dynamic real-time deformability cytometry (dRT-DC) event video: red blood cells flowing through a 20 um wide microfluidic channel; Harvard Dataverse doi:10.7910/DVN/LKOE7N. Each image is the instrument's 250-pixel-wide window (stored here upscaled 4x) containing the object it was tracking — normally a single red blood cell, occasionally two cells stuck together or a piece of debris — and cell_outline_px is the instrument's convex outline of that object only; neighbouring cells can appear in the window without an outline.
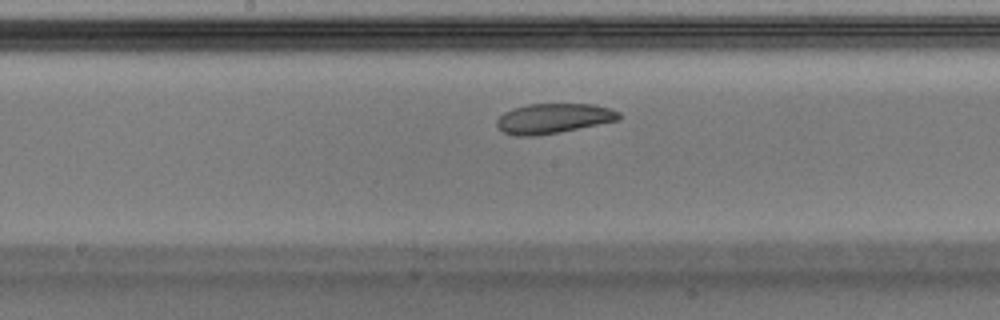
{"species": "Egyptian fruit bat (a non-hibernating species)", "species_latin": "Rousettus aegyptiacus", "temperature_condition": "warm", "stored_images_in_passage": 43, "camera_frame_rate_fps": 3000, "um_per_image_px": 0.085, "animal": {"sex": "male"}, "frame": {"image": 1, "passage_image": 19, "time_ms": 6.0, "image_size_px": [1000, 320], "cell_outline_px": [[620, 120], [560, 132], [536, 136], [516, 136], [504, 132], [496, 128], [496, 120], [504, 112], [512, 108], [528, 104], [592, 104], [612, 108], [620, 112]], "centroid_in_image_um": [47.03, 10.07], "position_along_channel_um": 201.2, "area_um2": 21.56}}
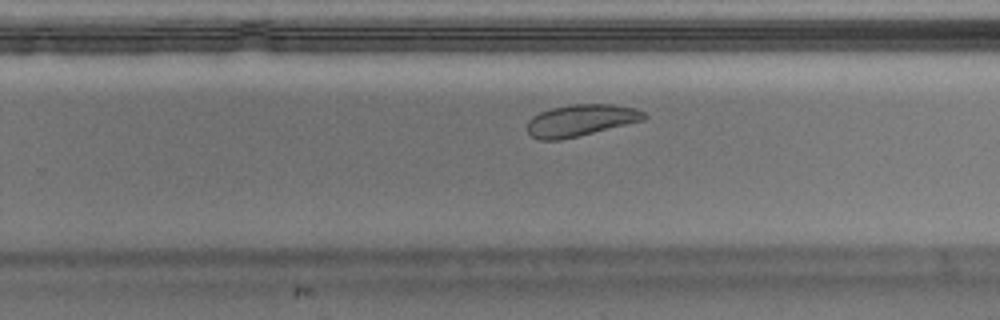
{"frame": {"image": 2, "passage_image": 25, "time_ms": 8.0, "image_size_px": [1000, 320], "cell_outline_px": [[648, 116], [644, 120], [560, 140], [540, 140], [532, 136], [528, 132], [528, 120], [532, 116], [540, 112], [552, 108], [568, 104], [612, 104], [636, 108], [644, 112]], "centroid_in_image_um": [49.36, 10.21], "position_along_channel_um": 280.4, "area_um2": 21.5}, "authors_computed_cell_mechanics": {"area_um2": 22.7732, "velocity_mm_per_s": 3.9812, "shape_relaxation_time_tau1_ms": 7.817, "shape_relaxation_time_tau2_ms": 4.3132, "deformation_change_tau1": 0.1522, "deformation_change_tau2": 0.0898}}